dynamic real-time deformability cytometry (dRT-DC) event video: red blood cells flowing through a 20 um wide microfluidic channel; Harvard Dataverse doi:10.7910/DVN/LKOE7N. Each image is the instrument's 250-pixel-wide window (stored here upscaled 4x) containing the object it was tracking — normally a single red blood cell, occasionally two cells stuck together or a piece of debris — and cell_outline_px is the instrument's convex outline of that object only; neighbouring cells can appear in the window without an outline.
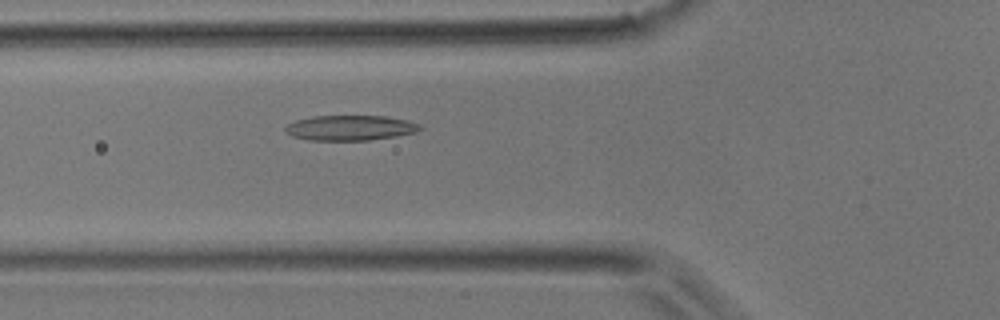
{"species": "common noctule bat (a hibernating species)", "species_latin": "Nyctalus noctula", "temperature_condition": "room temperature", "stored_images_in_passage": 31, "camera_frame_rate_fps": 3000, "um_per_image_px": 0.085, "animal": {"sex": "male", "body_mass_g": 17.9}, "frame": {"image": 1, "passage_image": 5, "time_ms": 1.333, "image_size_px": [1000, 320], "cell_outline_px": [[424, 128], [416, 132], [396, 136], [368, 140], [308, 140], [292, 136], [284, 128], [288, 124], [296, 120], [312, 116], [384, 116], [404, 120], [420, 124]], "centroid_in_image_um": [29.77, 10.87], "position_along_channel_um": 96.0, "area_um2": 19.59}}
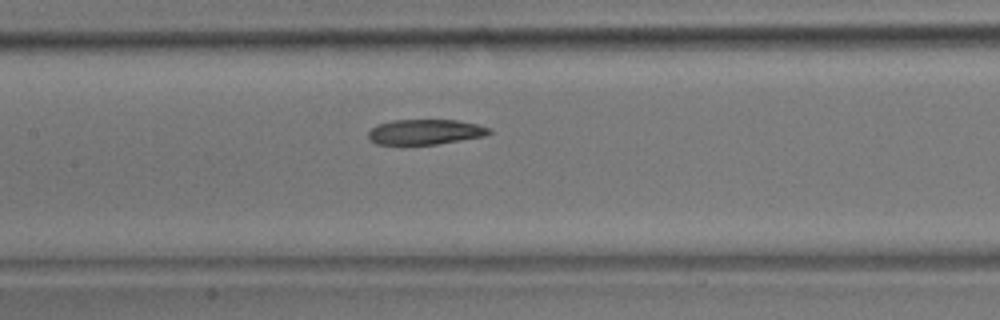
{"frame": {"image": 2, "passage_image": 10, "time_ms": 3.0, "image_size_px": [1000, 320], "cell_outline_px": [[492, 132], [484, 136], [436, 144], [376, 144], [368, 140], [368, 132], [372, 128], [380, 124], [392, 120], [456, 120], [476, 124], [492, 128]], "centroid_in_image_um": [36.14, 11.21], "position_along_channel_um": 171.3, "area_um2": 17.63}}
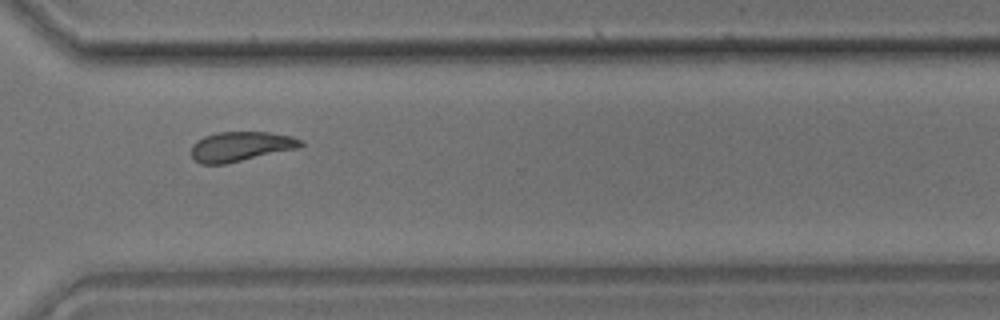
{"frame": {"image": 3, "passage_image": 22, "time_ms": 7.0, "image_size_px": [1000, 320], "cell_outline_px": [[304, 144], [300, 148], [224, 164], [200, 164], [192, 156], [192, 144], [196, 140], [204, 136], [216, 132], [268, 132], [292, 136], [304, 140]], "centroid_in_image_um": [20.49, 12.44], "position_along_channel_um": 350.1, "area_um2": 19.07}}